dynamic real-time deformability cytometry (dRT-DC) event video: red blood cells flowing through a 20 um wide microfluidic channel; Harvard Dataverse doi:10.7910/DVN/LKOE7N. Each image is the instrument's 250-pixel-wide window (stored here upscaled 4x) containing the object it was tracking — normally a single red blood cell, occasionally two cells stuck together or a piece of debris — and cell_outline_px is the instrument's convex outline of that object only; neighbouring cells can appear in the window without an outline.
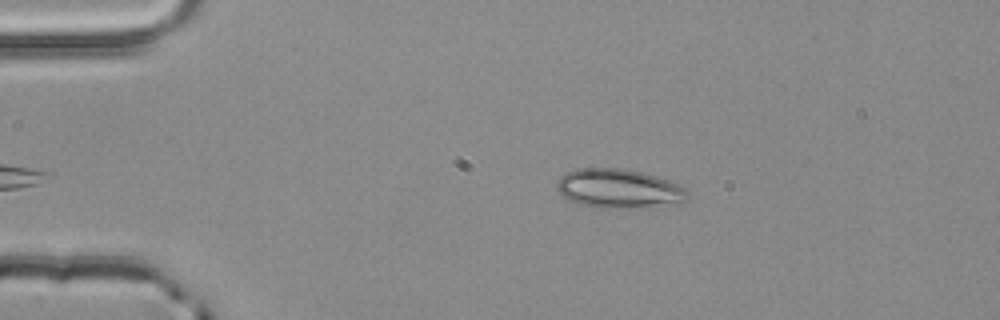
{"species": "common noctule bat (a hibernating species)", "species_latin": "Nyctalus noctula", "temperature_condition": "room temperature", "stored_images_in_passage": 3, "camera_frame_rate_fps": 3000, "um_per_image_px": 0.085, "animal": {"sex": "male", "body_mass_g": 20.4}, "frame": {"image": 1, "passage_image": 3, "time_ms": 0.667, "image_size_px": [1000, 320], "cell_outline_px": [[688, 192], [684, 200], [620, 208], [596, 208], [580, 204], [568, 200], [556, 188], [556, 184], [560, 176], [576, 168], [624, 168], [644, 172], [680, 184]], "centroid_in_image_um": [52.49, 15.99], "position_along_channel_um": 32.5, "area_um2": 29.13}}